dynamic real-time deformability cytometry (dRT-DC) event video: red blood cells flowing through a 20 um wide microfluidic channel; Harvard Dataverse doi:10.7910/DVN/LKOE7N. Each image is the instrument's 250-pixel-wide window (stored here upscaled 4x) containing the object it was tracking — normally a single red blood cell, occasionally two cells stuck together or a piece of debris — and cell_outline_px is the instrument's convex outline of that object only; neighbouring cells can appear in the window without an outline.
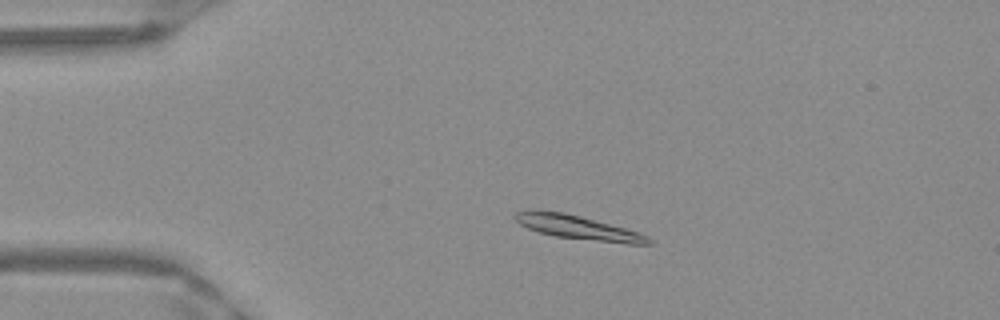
{"species": "Egyptian fruit bat (a non-hibernating species)", "species_latin": "Rousettus aegyptiacus", "temperature_condition": "warm", "stored_images_in_passage": 41, "camera_frame_rate_fps": 3000, "um_per_image_px": 0.085, "frame": {"image": 1, "passage_image": 1, "time_ms": 0.0, "image_size_px": [1000, 320], "cell_outline_px": [[652, 244], [628, 244], [556, 236], [540, 232], [528, 228], [520, 224], [512, 216], [516, 212], [564, 212], [580, 216], [640, 232], [648, 236], [652, 240]], "centroid_in_image_um": [49.23, 19.36], "position_along_channel_um": 35.8, "area_um2": 17.98}}
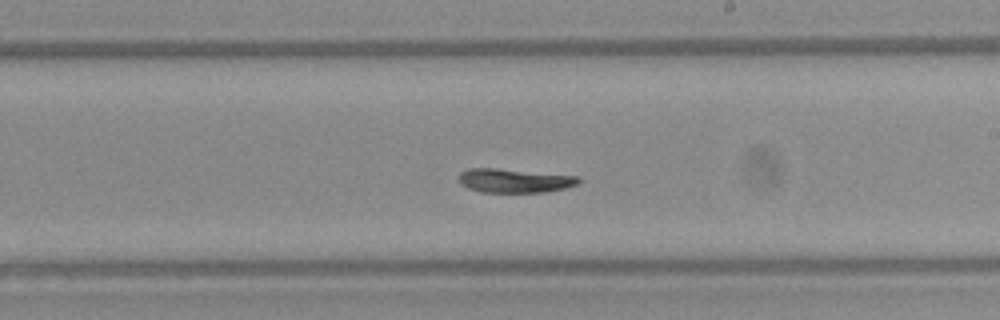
{"frame": {"image": 2, "passage_image": 20, "time_ms": 6.333, "image_size_px": [1000, 320], "cell_outline_px": [[580, 184], [564, 188], [544, 192], [480, 192], [468, 188], [460, 184], [460, 172], [468, 168], [496, 168], [580, 176]], "centroid_in_image_um": [43.74, 15.35], "position_along_channel_um": 245.3, "area_um2": 16.76}}
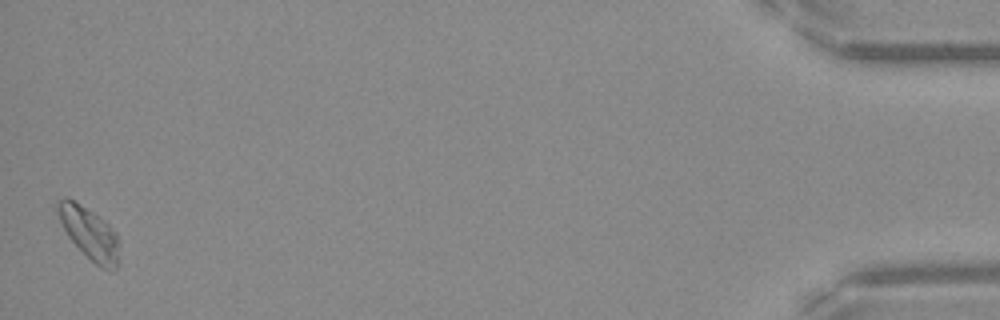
{"frame": {"image": 3, "passage_image": 41, "time_ms": 13.333, "image_size_px": [1000, 320], "cell_outline_px": [[120, 244], [116, 268], [112, 272], [100, 268], [68, 236], [60, 220], [56, 208], [56, 200], [64, 196], [68, 196], [104, 220], [116, 232], [120, 240]], "centroid_in_image_um": [7.62, 19.81], "position_along_channel_um": 427.6, "area_um2": 18.61}, "authors_computed_cell_mechanics": {"area_um2": 17.2244, "velocity_mm_per_s": 3.9103, "shape_relaxation_time_tau1_ms": 3.6452, "shape_relaxation_time_tau2_ms": 3.7278, "deformation_change_tau1": 0.1517, "deformation_change_tau2": 0.0847}}